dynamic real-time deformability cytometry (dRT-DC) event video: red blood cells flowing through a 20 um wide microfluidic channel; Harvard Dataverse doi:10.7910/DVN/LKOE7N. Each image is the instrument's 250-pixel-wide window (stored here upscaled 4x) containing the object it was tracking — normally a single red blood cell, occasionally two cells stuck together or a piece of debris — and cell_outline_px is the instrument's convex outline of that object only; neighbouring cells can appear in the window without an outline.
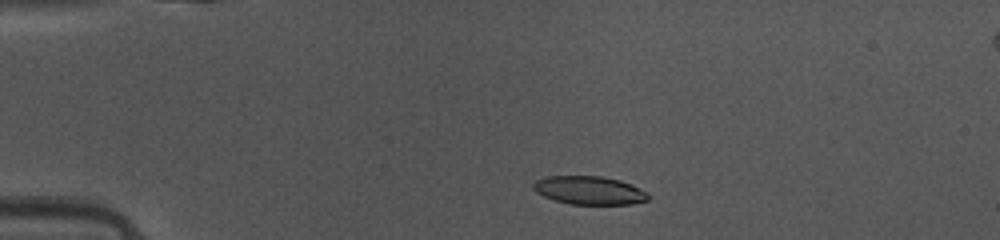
{"species": "common noctule bat (a hibernating species)", "species_latin": "Nyctalus noctula", "temperature_condition": "warm", "stored_images_in_passage": 46, "camera_frame_rate_fps": 3000, "um_per_image_px": 0.085, "animal": {"sex": "female", "body_mass_g": 10.0, "forearm_length_mm": 53.1}, "frame": {"image": 1, "passage_image": 8, "time_ms": 2.333, "image_size_px": [1000, 240], "cell_outline_px": [[652, 196], [648, 200], [632, 204], [572, 204], [552, 200], [536, 192], [532, 188], [532, 184], [536, 180], [548, 176], [600, 176], [620, 180], [632, 184], [648, 192]], "centroid_in_image_um": [50.12, 16.18], "position_along_channel_um": 34.9, "area_um2": 19.19}}
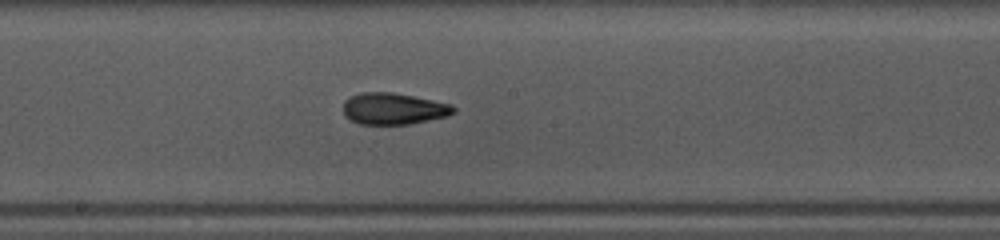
{"frame": {"image": 2, "passage_image": 24, "time_ms": 7.667, "image_size_px": [1000, 240], "cell_outline_px": [[456, 112], [448, 116], [408, 124], [360, 124], [344, 116], [344, 100], [352, 96], [364, 92], [392, 92], [452, 104], [456, 108]], "centroid_in_image_um": [33.47, 9.24], "position_along_channel_um": 214.7, "area_um2": 20.17}}
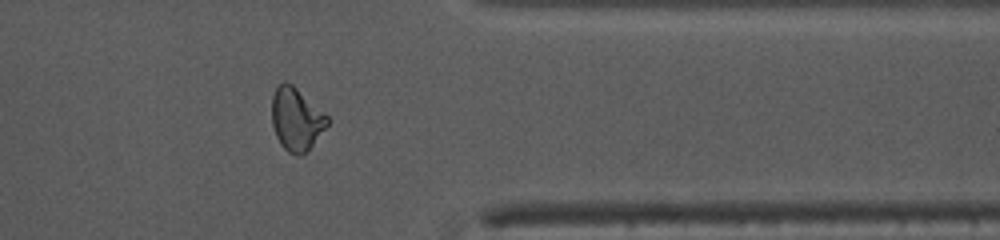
{"frame": {"image": 3, "passage_image": 37, "time_ms": 12.0, "image_size_px": [1000, 240], "cell_outline_px": [[328, 124], [312, 144], [300, 156], [296, 156], [288, 152], [280, 144], [276, 136], [272, 124], [272, 96], [276, 88], [284, 80], [292, 84], [324, 112], [328, 116]], "centroid_in_image_um": [25.16, 10.12], "position_along_channel_um": 386.2, "area_um2": 20.06}, "authors_computed_cell_mechanics": {"area_um2": 19.9988, "velocity_mm_per_s": 4.1446, "shape_relaxation_time_tau1_ms": 5.1911, "shape_relaxation_time_tau2_ms": 1.7242, "deformation_change_tau1": 0.1691, "deformation_change_tau2": 0.0888}}